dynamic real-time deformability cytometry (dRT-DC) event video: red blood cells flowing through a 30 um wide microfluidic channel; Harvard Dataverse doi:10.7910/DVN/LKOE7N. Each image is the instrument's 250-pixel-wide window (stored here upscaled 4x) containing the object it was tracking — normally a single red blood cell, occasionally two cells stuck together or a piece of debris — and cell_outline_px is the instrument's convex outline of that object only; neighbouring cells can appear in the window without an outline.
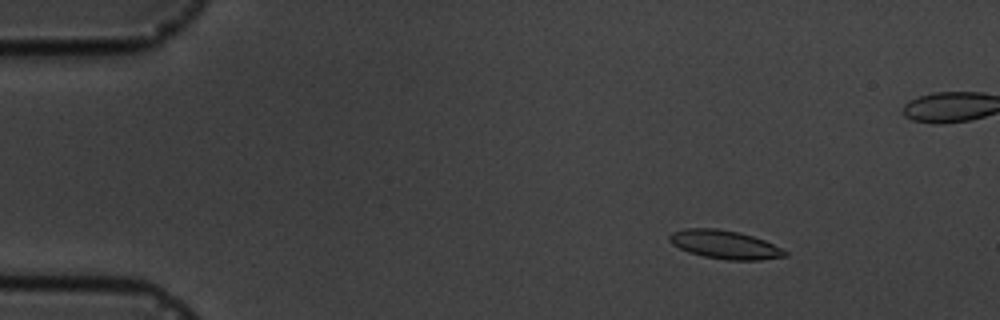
{"species": "common noctule bat (a hibernating species)", "species_latin": "Nyctalus noctula", "temperature_condition": "cold", "stored_images_in_passage": 5, "camera_frame_rate_fps": 3000, "um_per_image_px": 0.085, "animal": {"sex": "male", "body_mass_g": 19.5, "forearm_length_mm": 54.6}, "frame": {"image": 1, "passage_image": 2, "time_ms": 1.333, "image_size_px": [1000, 320], "cell_outline_px": [[788, 256], [760, 260], [724, 260], [704, 256], [688, 252], [672, 244], [668, 240], [668, 236], [672, 232], [684, 228], [716, 228], [740, 232], [764, 240], [788, 252]], "centroid_in_image_um": [61.58, 20.79], "position_along_channel_um": 23.4, "area_um2": 19.25}}